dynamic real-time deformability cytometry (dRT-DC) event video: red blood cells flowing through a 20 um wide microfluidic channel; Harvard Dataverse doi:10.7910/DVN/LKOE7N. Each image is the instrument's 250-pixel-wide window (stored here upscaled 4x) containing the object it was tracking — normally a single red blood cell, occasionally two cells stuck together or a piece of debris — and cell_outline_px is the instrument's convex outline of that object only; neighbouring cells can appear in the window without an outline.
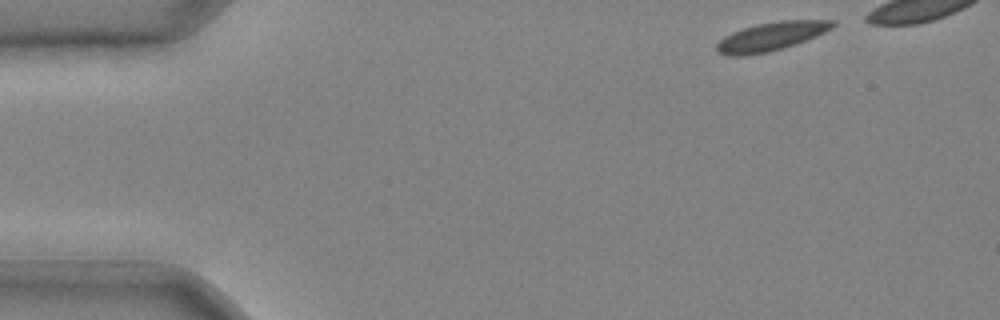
{"species": "common noctule bat (a hibernating species)", "species_latin": "Nyctalus noctula", "temperature_condition": "cold", "stored_images_in_passage": 33, "camera_frame_rate_fps": 3000, "um_per_image_px": 0.085, "animal": {"sex": "male", "body_mass_g": 20.4}, "frame": {"image": 1, "passage_image": 1, "time_ms": 0.0, "image_size_px": [1000, 320], "cell_outline_px": [[836, 24], [832, 28], [816, 36], [796, 44], [768, 52], [744, 56], [732, 56], [716, 52], [716, 44], [724, 36], [732, 32], [744, 28], [760, 24], [780, 20], [836, 20]], "centroid_in_image_um": [65.54, 3.1], "position_along_channel_um": 19.5, "area_um2": 19.25}}
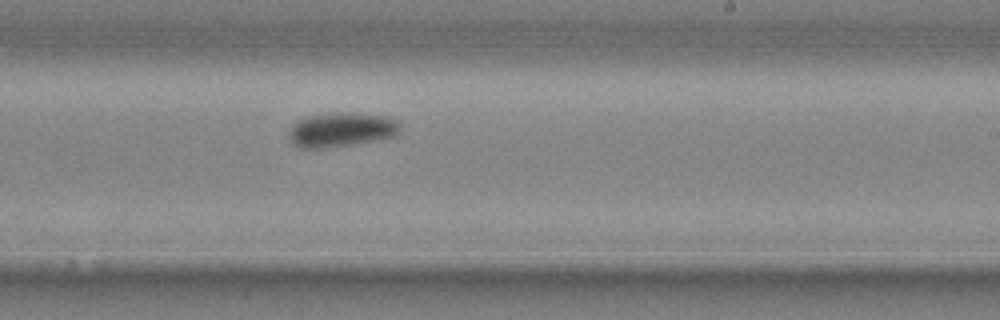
{"frame": {"image": 2, "passage_image": 23, "time_ms": 7.333, "image_size_px": [1000, 320], "cell_outline_px": [[400, 132], [396, 136], [376, 140], [328, 148], [300, 148], [288, 136], [288, 132], [292, 124], [296, 120], [308, 116], [384, 116], [400, 120]], "centroid_in_image_um": [29.02, 11.09], "position_along_channel_um": 260.0, "area_um2": 21.21}}
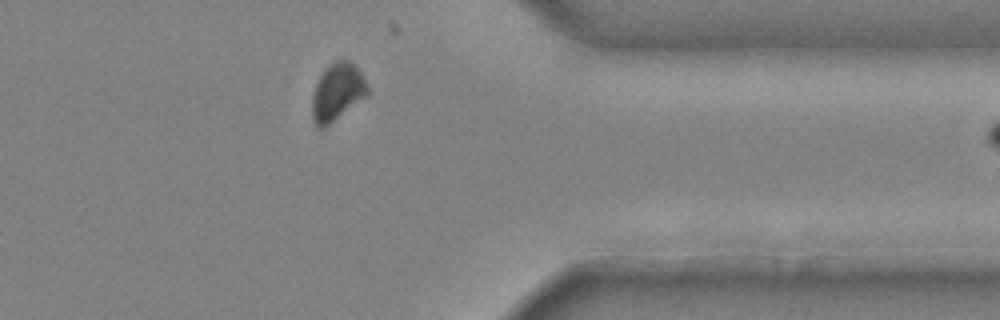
{"frame": {"image": 3, "passage_image": 32, "time_ms": 10.333, "image_size_px": [1000, 320], "cell_outline_px": [[368, 92], [364, 96], [324, 128], [320, 128], [312, 120], [312, 96], [316, 84], [324, 68], [328, 64], [336, 60], [348, 60], [364, 76], [368, 84]], "centroid_in_image_um": [28.64, 7.79], "position_along_channel_um": 382.8, "area_um2": 18.09}}